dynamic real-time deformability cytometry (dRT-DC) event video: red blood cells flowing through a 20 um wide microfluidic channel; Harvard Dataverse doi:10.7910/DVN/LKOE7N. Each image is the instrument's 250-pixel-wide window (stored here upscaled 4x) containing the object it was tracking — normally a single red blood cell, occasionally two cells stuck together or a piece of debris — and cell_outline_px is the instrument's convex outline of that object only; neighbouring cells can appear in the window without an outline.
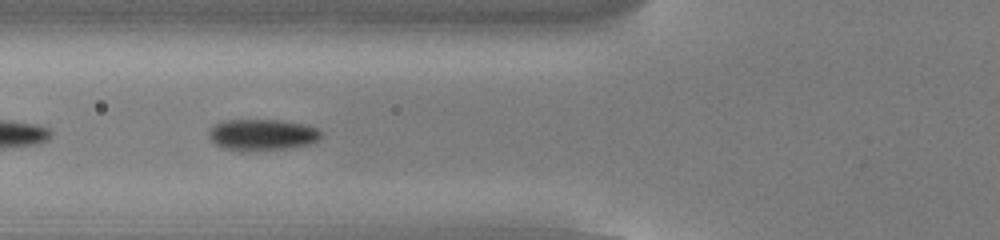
{"species": "common noctule bat (a hibernating species)", "species_latin": "Nyctalus noctula", "temperature_condition": "cold", "stored_images_in_passage": 23, "camera_frame_rate_fps": 3000, "um_per_image_px": 0.085, "animal": {"sex": "male", "body_mass_g": 13.0, "forearm_length_mm": 53.1}, "frame": {"image": 1, "passage_image": 20, "time_ms": 6.333, "image_size_px": [1000, 240], "cell_outline_px": [[320, 136], [312, 144], [288, 148], [240, 152], [224, 148], [216, 144], [208, 136], [208, 132], [216, 124], [224, 120], [280, 120], [304, 124], [316, 128], [320, 132]], "centroid_in_image_um": [22.26, 11.46], "position_along_channel_um": 103.5, "area_um2": 20.46}}